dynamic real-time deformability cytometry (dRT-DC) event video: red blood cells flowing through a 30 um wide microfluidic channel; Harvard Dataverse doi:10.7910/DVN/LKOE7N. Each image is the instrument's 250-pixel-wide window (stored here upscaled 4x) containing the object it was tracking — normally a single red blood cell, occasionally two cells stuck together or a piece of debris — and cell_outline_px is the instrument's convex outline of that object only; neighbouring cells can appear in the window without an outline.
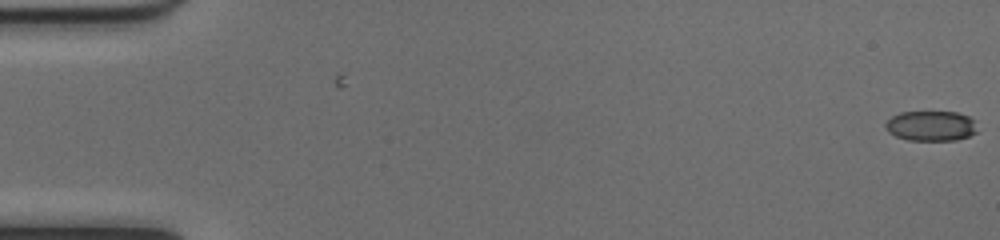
{"species": "common noctule bat (a hibernating species)", "species_latin": "Nyctalus noctula", "temperature_condition": "cold", "stored_images_in_passage": 52, "camera_frame_rate_fps": 3000, "um_per_image_px": 0.085, "animal": {"sex": "female", "body_mass_g": 17.0, "forearm_length_mm": 48.0}, "frame": {"image": 1, "passage_image": 1, "time_ms": 0.0, "image_size_px": [1000, 240], "cell_outline_px": [[976, 132], [968, 136], [956, 140], [908, 140], [896, 136], [888, 132], [884, 128], [884, 124], [892, 116], [900, 112], [956, 112], [968, 116], [976, 120]], "centroid_in_image_um": [79.12, 10.7], "position_along_channel_um": 5.9, "area_um2": 16.18}}
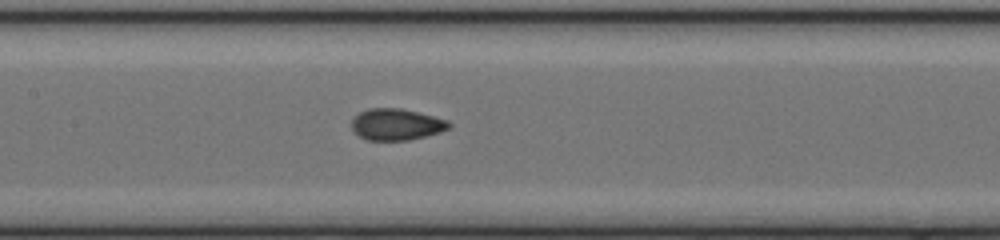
{"frame": {"image": 2, "passage_image": 26, "time_ms": 8.333, "image_size_px": [1000, 240], "cell_outline_px": [[452, 128], [440, 132], [408, 140], [368, 140], [360, 136], [352, 128], [352, 120], [360, 112], [368, 108], [400, 108], [448, 120], [452, 124]], "centroid_in_image_um": [33.72, 10.57], "position_along_channel_um": 173.7, "area_um2": 17.69}}
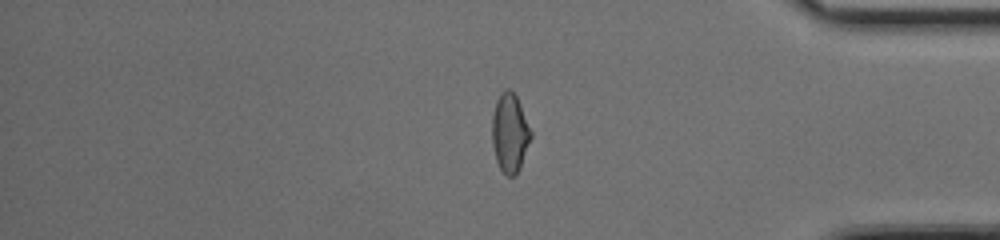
{"frame": {"image": 3, "passage_image": 44, "time_ms": 14.333, "image_size_px": [1000, 240], "cell_outline_px": [[532, 136], [520, 168], [516, 176], [508, 176], [500, 168], [496, 160], [492, 144], [492, 116], [496, 100], [504, 88], [508, 88], [516, 96], [520, 104], [532, 132]], "centroid_in_image_um": [43.33, 11.3], "position_along_channel_um": 391.9, "area_um2": 17.86}, "authors_computed_cell_mechanics": {"area_um2": 17.8602, "velocity_mm_per_s": 4.0274, "shape_relaxation_time_tau1_ms": null, "shape_relaxation_time_tau2_ms": 0.9974, "deformation_change_tau1": null, "deformation_change_tau2": 0.0621}}